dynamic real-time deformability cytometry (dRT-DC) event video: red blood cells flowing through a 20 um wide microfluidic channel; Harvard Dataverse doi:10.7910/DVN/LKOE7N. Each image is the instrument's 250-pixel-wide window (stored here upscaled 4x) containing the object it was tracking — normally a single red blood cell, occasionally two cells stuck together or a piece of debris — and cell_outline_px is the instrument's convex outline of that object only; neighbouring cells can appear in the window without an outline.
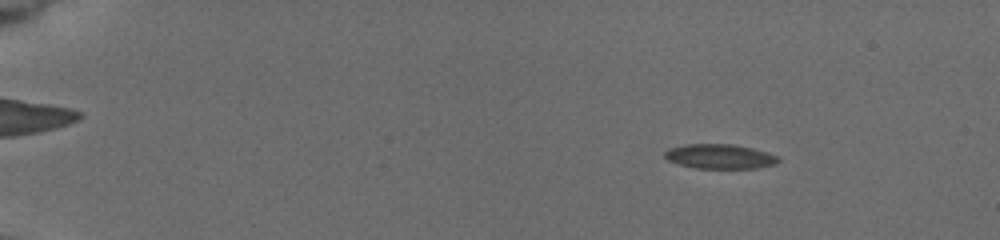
{"species": "common noctule bat (a hibernating species)", "species_latin": "Nyctalus noctula", "temperature_condition": "cold", "stored_images_in_passage": 39, "camera_frame_rate_fps": 3000, "um_per_image_px": 0.085, "animal": {"sex": "female", "body_mass_g": 19.5, "forearm_length_mm": 54.1}, "frame": {"image": 1, "passage_image": 16, "time_ms": 2.667, "image_size_px": [1000, 240], "cell_outline_px": [[780, 160], [776, 164], [756, 168], [696, 168], [680, 164], [668, 160], [664, 156], [664, 152], [668, 148], [684, 144], [732, 144], [752, 148], [776, 156]], "centroid_in_image_um": [61.14, 13.29], "position_along_channel_um": 23.9, "area_um2": 16.13}}
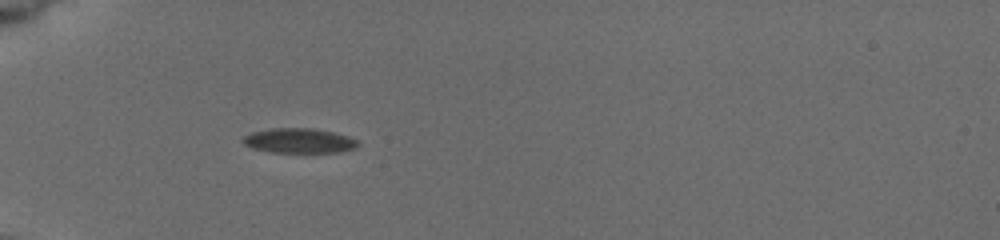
{"frame": {"image": 2, "passage_image": 38, "time_ms": 6.333, "image_size_px": [1000, 240], "cell_outline_px": [[360, 144], [356, 148], [340, 152], [272, 152], [252, 148], [244, 144], [240, 140], [244, 136], [252, 132], [272, 128], [312, 128], [332, 132], [348, 136], [360, 140]], "centroid_in_image_um": [25.45, 11.96], "position_along_channel_um": 59.6, "area_um2": 16.7}}